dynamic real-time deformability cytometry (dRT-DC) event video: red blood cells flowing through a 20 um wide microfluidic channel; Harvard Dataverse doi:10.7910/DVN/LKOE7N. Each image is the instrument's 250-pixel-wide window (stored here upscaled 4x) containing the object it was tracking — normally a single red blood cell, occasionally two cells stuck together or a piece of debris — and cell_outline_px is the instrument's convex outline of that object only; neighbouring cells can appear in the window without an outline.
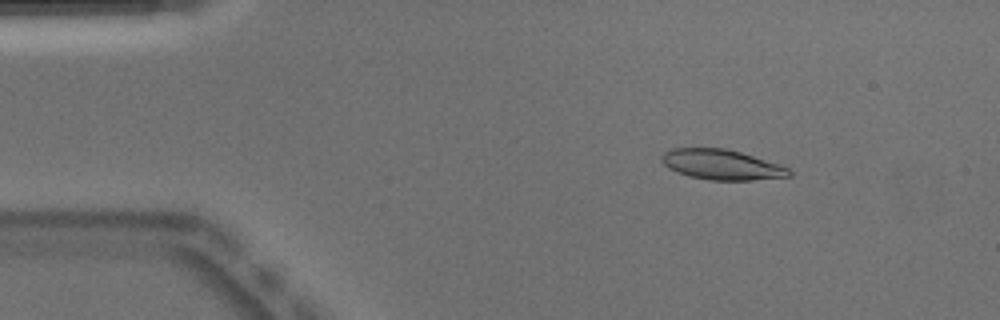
{"species": "Egyptian fruit bat (a non-hibernating species)", "species_latin": "Rousettus aegyptiacus", "temperature_condition": "warm", "stored_images_in_passage": 45, "camera_frame_rate_fps": 3000, "um_per_image_px": 0.085, "animal": {"sex": "male"}, "frame": {"image": 1, "passage_image": 1, "time_ms": 0.0, "image_size_px": [1000, 320], "cell_outline_px": [[792, 176], [752, 180], [708, 180], [688, 176], [676, 172], [668, 168], [660, 160], [660, 156], [664, 152], [672, 148], [724, 148], [740, 152], [780, 164], [788, 168], [792, 172]], "centroid_in_image_um": [61.32, 14.0], "position_along_channel_um": 23.7, "area_um2": 22.54}}
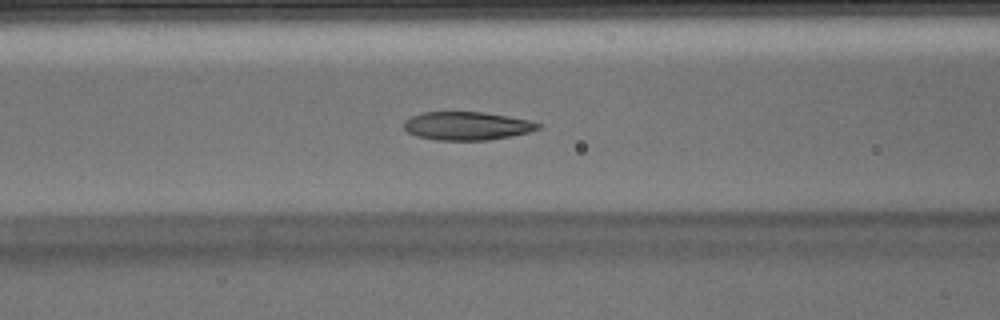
{"frame": {"image": 2, "passage_image": 14, "time_ms": 4.333, "image_size_px": [1000, 320], "cell_outline_px": [[540, 128], [528, 132], [512, 136], [488, 140], [436, 140], [416, 136], [408, 132], [404, 128], [404, 120], [412, 116], [424, 112], [484, 112], [508, 116], [528, 120], [540, 124]], "centroid_in_image_um": [39.67, 10.7], "position_along_channel_um": 126.9, "area_um2": 22.08}, "authors_computed_cell_mechanics": {"area_um2": 23.5246, "velocity_mm_per_s": 3.9069, "shape_relaxation_time_tau1_ms": 9.6725, "shape_relaxation_time_tau2_ms": 1.4495, "deformation_change_tau1": 0.2764, "deformation_change_tau2": 0.0826}}